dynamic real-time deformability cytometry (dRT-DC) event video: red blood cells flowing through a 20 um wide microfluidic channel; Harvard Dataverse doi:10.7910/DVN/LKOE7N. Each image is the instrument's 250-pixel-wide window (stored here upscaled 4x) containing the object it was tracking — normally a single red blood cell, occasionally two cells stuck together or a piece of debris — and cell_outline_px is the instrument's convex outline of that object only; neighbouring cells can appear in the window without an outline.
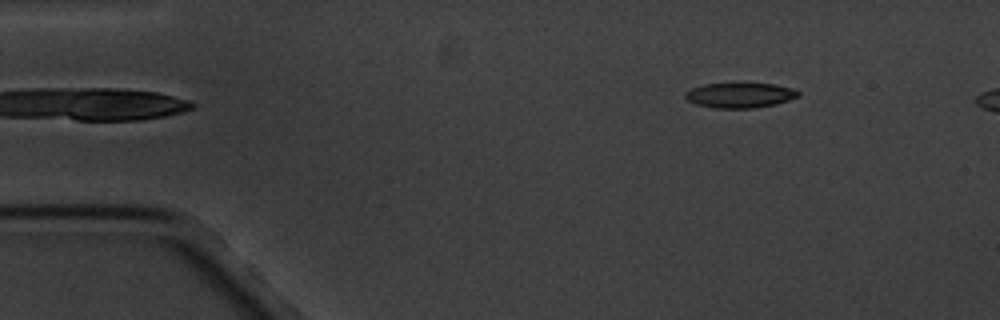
{"species": "common noctule bat (a hibernating species)", "species_latin": "Nyctalus noctula", "temperature_condition": "cold", "stored_images_in_passage": 5, "camera_frame_rate_fps": 3000, "um_per_image_px": 0.085, "animal": {"sex": "male", "body_mass_g": 20.1, "forearm_length_mm": 53.5}, "frame": {"image": 1, "passage_image": 5, "time_ms": 5.667, "image_size_px": [1000, 320], "cell_outline_px": [[800, 96], [776, 104], [752, 108], [716, 108], [696, 104], [688, 100], [684, 96], [684, 92], [692, 88], [704, 84], [740, 80], [744, 80], [776, 84], [792, 88], [800, 92]], "centroid_in_image_um": [62.9, 8.03], "position_along_channel_um": 22.1, "area_um2": 17.46}}